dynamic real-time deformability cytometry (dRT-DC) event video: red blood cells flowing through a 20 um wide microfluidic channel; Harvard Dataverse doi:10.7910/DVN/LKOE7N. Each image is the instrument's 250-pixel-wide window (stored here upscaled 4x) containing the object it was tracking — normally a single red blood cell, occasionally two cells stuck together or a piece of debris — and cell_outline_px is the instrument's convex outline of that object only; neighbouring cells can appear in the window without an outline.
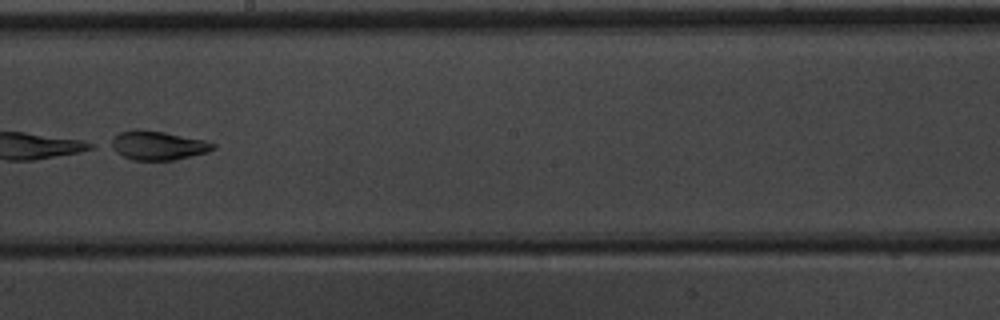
{"species": "common noctule bat (a hibernating species)", "species_latin": "Nyctalus noctula", "temperature_condition": "warm", "stored_images_in_passage": 52, "camera_frame_rate_fps": 3000, "um_per_image_px": 0.085, "animal": {"sex": "male", "body_mass_g": 20.1, "forearm_length_mm": 53.5}, "frame": {"image": 1, "passage_image": 31, "time_ms": 10.0, "image_size_px": [1000, 320], "cell_outline_px": [[216, 148], [208, 152], [172, 160], [132, 160], [108, 148], [104, 144], [112, 136], [120, 132], [132, 128], [136, 128], [160, 132], [204, 140], [216, 144]], "centroid_in_image_um": [13.28, 12.35], "position_along_channel_um": 234.9, "area_um2": 17.51}}
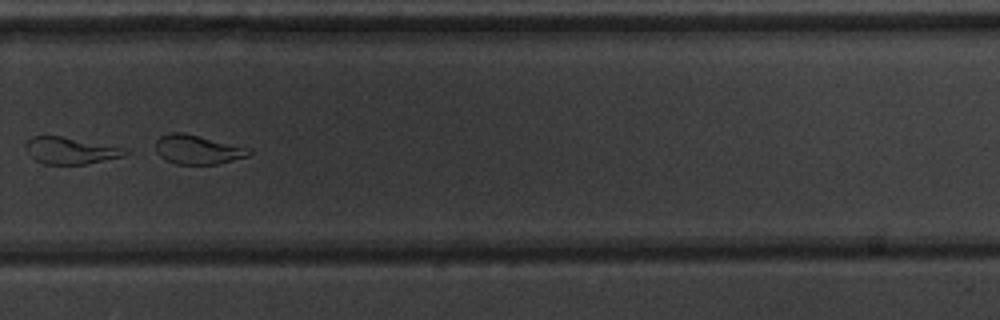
{"frame": {"image": 2, "passage_image": 37, "time_ms": 12.0, "image_size_px": [1000, 320], "cell_outline_px": [[132, 152], [124, 156], [84, 164], [44, 164], [36, 160], [28, 152], [24, 144], [32, 136], [60, 136], [128, 148]], "centroid_in_image_um": [6.05, 12.79], "position_along_channel_um": 323.8, "area_um2": 15.49}}